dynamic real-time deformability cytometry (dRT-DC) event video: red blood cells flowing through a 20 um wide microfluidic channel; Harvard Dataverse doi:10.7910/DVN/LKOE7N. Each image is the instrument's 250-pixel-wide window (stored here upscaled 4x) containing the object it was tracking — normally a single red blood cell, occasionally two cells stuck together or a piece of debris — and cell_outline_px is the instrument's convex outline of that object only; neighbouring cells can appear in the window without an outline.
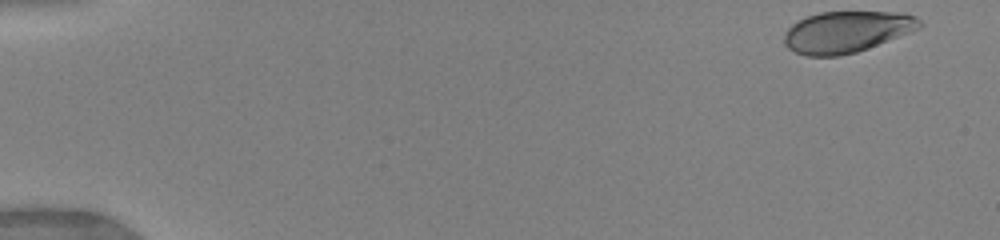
{"species": "human", "species_latin": "Homo sapiens", "temperature_condition": "warm", "stored_images_in_passage": 54, "camera_frame_rate_fps": 3000, "um_per_image_px": 0.085, "donor": {"sex": "female"}, "frame": {"image": 1, "passage_image": 1, "time_ms": 0.0, "image_size_px": [1000, 240], "cell_outline_px": [[924, 24], [920, 28], [856, 52], [840, 56], [808, 56], [796, 52], [788, 48], [784, 44], [784, 36], [788, 28], [792, 24], [808, 16], [820, 12], [892, 12], [916, 16]], "centroid_in_image_um": [71.95, 2.71], "position_along_channel_um": 13.1, "area_um2": 32.31}}
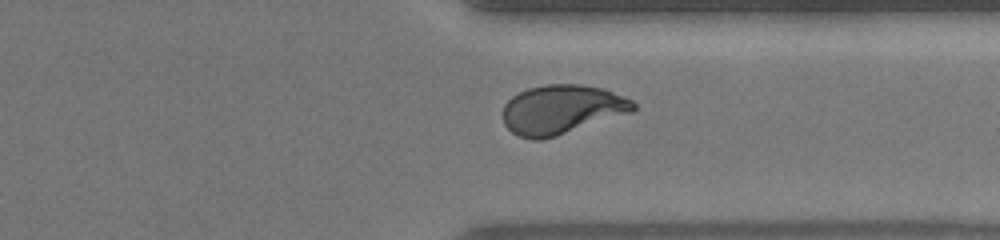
{"frame": {"image": 2, "passage_image": 42, "time_ms": 12.333, "image_size_px": [1000, 240], "cell_outline_px": [[636, 108], [632, 112], [556, 136], [540, 140], [532, 140], [520, 136], [512, 132], [504, 124], [504, 104], [512, 96], [528, 88], [544, 84], [580, 84], [600, 88], [612, 92], [632, 100], [636, 104]], "centroid_in_image_um": [47.73, 9.31], "position_along_channel_um": 363.7, "area_um2": 37.17}}
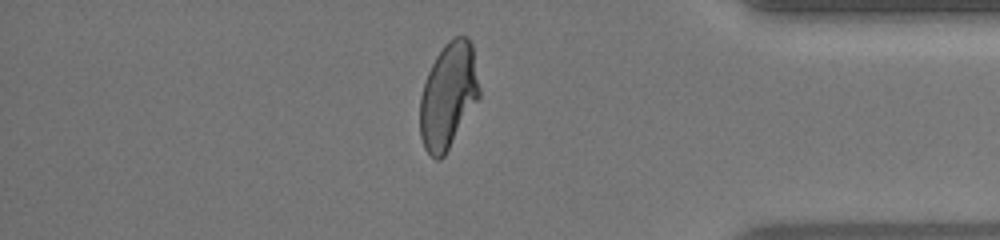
{"frame": {"image": 3, "passage_image": 47, "time_ms": 13.667, "image_size_px": [1000, 240], "cell_outline_px": [[480, 96], [444, 156], [440, 160], [436, 160], [424, 148], [420, 136], [420, 96], [428, 72], [436, 56], [444, 44], [448, 40], [456, 36], [468, 36], [472, 44], [480, 88]], "centroid_in_image_um": [38.1, 8.11], "position_along_channel_um": 397.1, "area_um2": 36.47}, "authors_computed_cell_mechanics": {"area_um2": 36.7608, "velocity_mm_per_s": 4.0312, "shape_relaxation_time_tau1_ms": 4.8929, "shape_relaxation_time_tau2_ms": null, "deformation_change_tau1": 0.1949, "deformation_change_tau2": null}}